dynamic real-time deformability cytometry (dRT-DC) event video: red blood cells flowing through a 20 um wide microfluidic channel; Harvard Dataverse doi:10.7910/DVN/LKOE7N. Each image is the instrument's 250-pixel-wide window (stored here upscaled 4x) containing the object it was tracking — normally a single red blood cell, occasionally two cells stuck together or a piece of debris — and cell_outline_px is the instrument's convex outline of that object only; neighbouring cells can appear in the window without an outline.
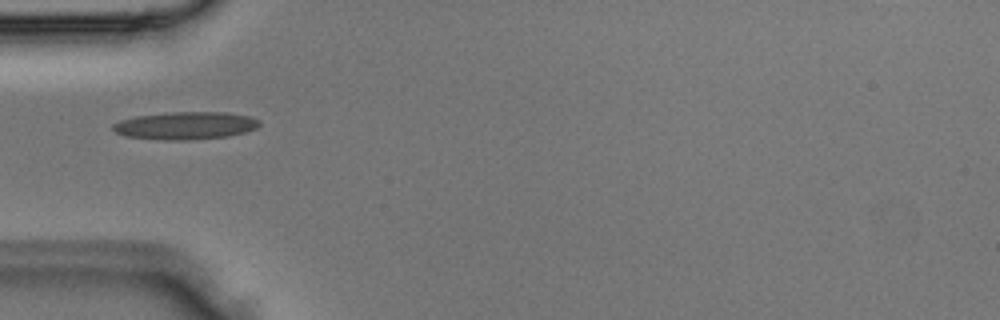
{"species": "Egyptian fruit bat (a non-hibernating species)", "species_latin": "Rousettus aegyptiacus", "temperature_condition": "room temperature", "stored_images_in_passage": 2, "camera_frame_rate_fps": 3000, "um_per_image_px": 0.085, "animal": {"sex": "male"}, "frame": {"image": 1, "passage_image": 2, "time_ms": 0.333, "image_size_px": [1000, 320], "cell_outline_px": [[260, 124], [256, 128], [244, 132], [228, 136], [188, 140], [164, 140], [124, 136], [116, 132], [112, 128], [112, 124], [120, 120], [136, 116], [172, 112], [224, 112], [252, 116], [260, 120]], "centroid_in_image_um": [15.77, 10.67], "position_along_channel_um": 69.2, "area_um2": 23.64}}